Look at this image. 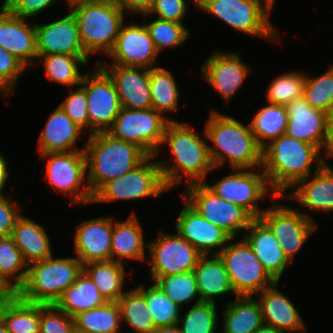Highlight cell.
<instances>
[{
  "label": "cell",
  "mask_w": 333,
  "mask_h": 333,
  "mask_svg": "<svg viewBox=\"0 0 333 333\" xmlns=\"http://www.w3.org/2000/svg\"><path fill=\"white\" fill-rule=\"evenodd\" d=\"M267 144L262 148L261 168L272 191L278 197L284 196L289 188L312 175V163L329 166L321 157V150L316 145L299 141L286 134Z\"/></svg>",
  "instance_id": "1"
},
{
  "label": "cell",
  "mask_w": 333,
  "mask_h": 333,
  "mask_svg": "<svg viewBox=\"0 0 333 333\" xmlns=\"http://www.w3.org/2000/svg\"><path fill=\"white\" fill-rule=\"evenodd\" d=\"M169 145L175 164L157 161L168 189L176 187L186 175L187 185L203 183L207 174L216 169L209 154V144L186 124L170 121L161 146Z\"/></svg>",
  "instance_id": "2"
},
{
  "label": "cell",
  "mask_w": 333,
  "mask_h": 333,
  "mask_svg": "<svg viewBox=\"0 0 333 333\" xmlns=\"http://www.w3.org/2000/svg\"><path fill=\"white\" fill-rule=\"evenodd\" d=\"M204 136L214 144L209 154L215 168L228 160L231 169L262 167V147L253 135L250 125H243L233 117L211 110L206 120Z\"/></svg>",
  "instance_id": "3"
},
{
  "label": "cell",
  "mask_w": 333,
  "mask_h": 333,
  "mask_svg": "<svg viewBox=\"0 0 333 333\" xmlns=\"http://www.w3.org/2000/svg\"><path fill=\"white\" fill-rule=\"evenodd\" d=\"M84 145L87 184L94 195L105 183L130 172L149 155L138 145L107 132L90 134Z\"/></svg>",
  "instance_id": "4"
},
{
  "label": "cell",
  "mask_w": 333,
  "mask_h": 333,
  "mask_svg": "<svg viewBox=\"0 0 333 333\" xmlns=\"http://www.w3.org/2000/svg\"><path fill=\"white\" fill-rule=\"evenodd\" d=\"M82 272L83 264L77 257L51 256L28 266L26 279L16 294L29 303L55 304Z\"/></svg>",
  "instance_id": "5"
},
{
  "label": "cell",
  "mask_w": 333,
  "mask_h": 333,
  "mask_svg": "<svg viewBox=\"0 0 333 333\" xmlns=\"http://www.w3.org/2000/svg\"><path fill=\"white\" fill-rule=\"evenodd\" d=\"M78 24L80 40L88 56L96 52L107 55L114 48L124 19L117 2H82L71 6Z\"/></svg>",
  "instance_id": "6"
},
{
  "label": "cell",
  "mask_w": 333,
  "mask_h": 333,
  "mask_svg": "<svg viewBox=\"0 0 333 333\" xmlns=\"http://www.w3.org/2000/svg\"><path fill=\"white\" fill-rule=\"evenodd\" d=\"M264 0H197L196 6L238 32L270 40L280 38L269 20L272 8Z\"/></svg>",
  "instance_id": "7"
},
{
  "label": "cell",
  "mask_w": 333,
  "mask_h": 333,
  "mask_svg": "<svg viewBox=\"0 0 333 333\" xmlns=\"http://www.w3.org/2000/svg\"><path fill=\"white\" fill-rule=\"evenodd\" d=\"M233 240L231 238L218 255L225 265L234 296H257L258 292L271 287L276 281L244 239L238 242Z\"/></svg>",
  "instance_id": "8"
},
{
  "label": "cell",
  "mask_w": 333,
  "mask_h": 333,
  "mask_svg": "<svg viewBox=\"0 0 333 333\" xmlns=\"http://www.w3.org/2000/svg\"><path fill=\"white\" fill-rule=\"evenodd\" d=\"M170 121L176 120L163 116L153 108L122 107L107 133L114 138L138 145L150 156H156Z\"/></svg>",
  "instance_id": "9"
},
{
  "label": "cell",
  "mask_w": 333,
  "mask_h": 333,
  "mask_svg": "<svg viewBox=\"0 0 333 333\" xmlns=\"http://www.w3.org/2000/svg\"><path fill=\"white\" fill-rule=\"evenodd\" d=\"M154 157L149 155L130 172L105 183L93 195L92 204L158 197L169 190L164 183L158 162H150Z\"/></svg>",
  "instance_id": "10"
},
{
  "label": "cell",
  "mask_w": 333,
  "mask_h": 333,
  "mask_svg": "<svg viewBox=\"0 0 333 333\" xmlns=\"http://www.w3.org/2000/svg\"><path fill=\"white\" fill-rule=\"evenodd\" d=\"M182 194L183 199L205 219L220 227L231 238H237V234L246 230L254 219L243 207L217 196L204 182L187 185Z\"/></svg>",
  "instance_id": "11"
},
{
  "label": "cell",
  "mask_w": 333,
  "mask_h": 333,
  "mask_svg": "<svg viewBox=\"0 0 333 333\" xmlns=\"http://www.w3.org/2000/svg\"><path fill=\"white\" fill-rule=\"evenodd\" d=\"M40 154L48 158L45 178L55 190L68 194L73 204H92L93 195L87 182L84 184L87 173L84 150Z\"/></svg>",
  "instance_id": "12"
},
{
  "label": "cell",
  "mask_w": 333,
  "mask_h": 333,
  "mask_svg": "<svg viewBox=\"0 0 333 333\" xmlns=\"http://www.w3.org/2000/svg\"><path fill=\"white\" fill-rule=\"evenodd\" d=\"M80 85L85 89L88 100L90 134L107 132L122 108L112 78L96 64L92 73L84 74Z\"/></svg>",
  "instance_id": "13"
},
{
  "label": "cell",
  "mask_w": 333,
  "mask_h": 333,
  "mask_svg": "<svg viewBox=\"0 0 333 333\" xmlns=\"http://www.w3.org/2000/svg\"><path fill=\"white\" fill-rule=\"evenodd\" d=\"M233 171L236 173L223 177L213 185H209L207 181L204 183L220 198L243 207L254 218H259L264 210L260 209L257 202L264 200L268 189L271 190L269 192L273 200L278 196L270 189L263 170L261 173H255L250 169H233Z\"/></svg>",
  "instance_id": "14"
},
{
  "label": "cell",
  "mask_w": 333,
  "mask_h": 333,
  "mask_svg": "<svg viewBox=\"0 0 333 333\" xmlns=\"http://www.w3.org/2000/svg\"><path fill=\"white\" fill-rule=\"evenodd\" d=\"M151 259L153 283L160 277L193 271L202 254L178 233L171 235L162 230L157 238L146 245Z\"/></svg>",
  "instance_id": "15"
},
{
  "label": "cell",
  "mask_w": 333,
  "mask_h": 333,
  "mask_svg": "<svg viewBox=\"0 0 333 333\" xmlns=\"http://www.w3.org/2000/svg\"><path fill=\"white\" fill-rule=\"evenodd\" d=\"M259 218L276 236L290 263L308 237L318 228V224L307 214L276 203L270 208L267 207Z\"/></svg>",
  "instance_id": "16"
},
{
  "label": "cell",
  "mask_w": 333,
  "mask_h": 333,
  "mask_svg": "<svg viewBox=\"0 0 333 333\" xmlns=\"http://www.w3.org/2000/svg\"><path fill=\"white\" fill-rule=\"evenodd\" d=\"M143 24H122L114 48L108 54L113 59L109 65L153 68L159 53Z\"/></svg>",
  "instance_id": "17"
},
{
  "label": "cell",
  "mask_w": 333,
  "mask_h": 333,
  "mask_svg": "<svg viewBox=\"0 0 333 333\" xmlns=\"http://www.w3.org/2000/svg\"><path fill=\"white\" fill-rule=\"evenodd\" d=\"M185 205L175 220L176 232L202 255H218L231 237L220 227L205 219L185 199Z\"/></svg>",
  "instance_id": "18"
},
{
  "label": "cell",
  "mask_w": 333,
  "mask_h": 333,
  "mask_svg": "<svg viewBox=\"0 0 333 333\" xmlns=\"http://www.w3.org/2000/svg\"><path fill=\"white\" fill-rule=\"evenodd\" d=\"M38 57L49 54L88 56L80 40L78 24L72 11L60 20L36 24Z\"/></svg>",
  "instance_id": "19"
},
{
  "label": "cell",
  "mask_w": 333,
  "mask_h": 333,
  "mask_svg": "<svg viewBox=\"0 0 333 333\" xmlns=\"http://www.w3.org/2000/svg\"><path fill=\"white\" fill-rule=\"evenodd\" d=\"M99 64L112 78L121 106L129 109H150V69L133 66Z\"/></svg>",
  "instance_id": "20"
},
{
  "label": "cell",
  "mask_w": 333,
  "mask_h": 333,
  "mask_svg": "<svg viewBox=\"0 0 333 333\" xmlns=\"http://www.w3.org/2000/svg\"><path fill=\"white\" fill-rule=\"evenodd\" d=\"M112 217H98L81 222L76 227L74 249L77 258L86 265L111 260Z\"/></svg>",
  "instance_id": "21"
},
{
  "label": "cell",
  "mask_w": 333,
  "mask_h": 333,
  "mask_svg": "<svg viewBox=\"0 0 333 333\" xmlns=\"http://www.w3.org/2000/svg\"><path fill=\"white\" fill-rule=\"evenodd\" d=\"M201 72L210 84L228 102L242 85L250 69L235 52L216 51L207 59Z\"/></svg>",
  "instance_id": "22"
},
{
  "label": "cell",
  "mask_w": 333,
  "mask_h": 333,
  "mask_svg": "<svg viewBox=\"0 0 333 333\" xmlns=\"http://www.w3.org/2000/svg\"><path fill=\"white\" fill-rule=\"evenodd\" d=\"M0 46L17 57L26 67L38 58L35 25L0 8ZM32 62V63H31Z\"/></svg>",
  "instance_id": "23"
},
{
  "label": "cell",
  "mask_w": 333,
  "mask_h": 333,
  "mask_svg": "<svg viewBox=\"0 0 333 333\" xmlns=\"http://www.w3.org/2000/svg\"><path fill=\"white\" fill-rule=\"evenodd\" d=\"M288 122L285 134L316 145L320 150L326 135L327 113L312 108L304 97L286 105Z\"/></svg>",
  "instance_id": "24"
},
{
  "label": "cell",
  "mask_w": 333,
  "mask_h": 333,
  "mask_svg": "<svg viewBox=\"0 0 333 333\" xmlns=\"http://www.w3.org/2000/svg\"><path fill=\"white\" fill-rule=\"evenodd\" d=\"M247 230L248 234H245L243 239L254 251L268 274L279 283L290 262L285 257L276 236L260 218H254L246 232Z\"/></svg>",
  "instance_id": "25"
},
{
  "label": "cell",
  "mask_w": 333,
  "mask_h": 333,
  "mask_svg": "<svg viewBox=\"0 0 333 333\" xmlns=\"http://www.w3.org/2000/svg\"><path fill=\"white\" fill-rule=\"evenodd\" d=\"M277 285L278 282L258 295L260 300L257 301L261 308L263 323L285 333L306 332L307 327L297 308L278 290Z\"/></svg>",
  "instance_id": "26"
},
{
  "label": "cell",
  "mask_w": 333,
  "mask_h": 333,
  "mask_svg": "<svg viewBox=\"0 0 333 333\" xmlns=\"http://www.w3.org/2000/svg\"><path fill=\"white\" fill-rule=\"evenodd\" d=\"M312 175L299 181V186L290 194L289 199L296 200L301 208L305 207L313 212L333 211V168L330 166L316 165Z\"/></svg>",
  "instance_id": "27"
},
{
  "label": "cell",
  "mask_w": 333,
  "mask_h": 333,
  "mask_svg": "<svg viewBox=\"0 0 333 333\" xmlns=\"http://www.w3.org/2000/svg\"><path fill=\"white\" fill-rule=\"evenodd\" d=\"M82 132L84 130L58 106L49 116L40 134L38 141L40 153L84 150V147L80 149L75 146Z\"/></svg>",
  "instance_id": "28"
},
{
  "label": "cell",
  "mask_w": 333,
  "mask_h": 333,
  "mask_svg": "<svg viewBox=\"0 0 333 333\" xmlns=\"http://www.w3.org/2000/svg\"><path fill=\"white\" fill-rule=\"evenodd\" d=\"M200 300L215 303L229 292L234 293L223 260L219 255H202L193 269Z\"/></svg>",
  "instance_id": "29"
},
{
  "label": "cell",
  "mask_w": 333,
  "mask_h": 333,
  "mask_svg": "<svg viewBox=\"0 0 333 333\" xmlns=\"http://www.w3.org/2000/svg\"><path fill=\"white\" fill-rule=\"evenodd\" d=\"M11 237L28 266L53 256L51 241L43 225L24 215L17 220Z\"/></svg>",
  "instance_id": "30"
},
{
  "label": "cell",
  "mask_w": 333,
  "mask_h": 333,
  "mask_svg": "<svg viewBox=\"0 0 333 333\" xmlns=\"http://www.w3.org/2000/svg\"><path fill=\"white\" fill-rule=\"evenodd\" d=\"M134 213L125 221H113L111 260L122 263L124 259L145 260V243L142 226Z\"/></svg>",
  "instance_id": "31"
},
{
  "label": "cell",
  "mask_w": 333,
  "mask_h": 333,
  "mask_svg": "<svg viewBox=\"0 0 333 333\" xmlns=\"http://www.w3.org/2000/svg\"><path fill=\"white\" fill-rule=\"evenodd\" d=\"M106 302L95 283L83 271L75 283L62 293L54 305L73 317L77 313L97 308Z\"/></svg>",
  "instance_id": "32"
},
{
  "label": "cell",
  "mask_w": 333,
  "mask_h": 333,
  "mask_svg": "<svg viewBox=\"0 0 333 333\" xmlns=\"http://www.w3.org/2000/svg\"><path fill=\"white\" fill-rule=\"evenodd\" d=\"M253 296H235L223 311L222 333H253L264 323L259 302Z\"/></svg>",
  "instance_id": "33"
},
{
  "label": "cell",
  "mask_w": 333,
  "mask_h": 333,
  "mask_svg": "<svg viewBox=\"0 0 333 333\" xmlns=\"http://www.w3.org/2000/svg\"><path fill=\"white\" fill-rule=\"evenodd\" d=\"M83 271L107 302H117L123 295L126 276L124 264L113 260L91 262L83 265Z\"/></svg>",
  "instance_id": "34"
},
{
  "label": "cell",
  "mask_w": 333,
  "mask_h": 333,
  "mask_svg": "<svg viewBox=\"0 0 333 333\" xmlns=\"http://www.w3.org/2000/svg\"><path fill=\"white\" fill-rule=\"evenodd\" d=\"M121 312V321L127 322L133 333H153L156 329L153 316L148 309L144 284L125 291L117 301Z\"/></svg>",
  "instance_id": "35"
},
{
  "label": "cell",
  "mask_w": 333,
  "mask_h": 333,
  "mask_svg": "<svg viewBox=\"0 0 333 333\" xmlns=\"http://www.w3.org/2000/svg\"><path fill=\"white\" fill-rule=\"evenodd\" d=\"M75 328L86 333H119L121 312L118 302H106L73 316Z\"/></svg>",
  "instance_id": "36"
},
{
  "label": "cell",
  "mask_w": 333,
  "mask_h": 333,
  "mask_svg": "<svg viewBox=\"0 0 333 333\" xmlns=\"http://www.w3.org/2000/svg\"><path fill=\"white\" fill-rule=\"evenodd\" d=\"M89 58V56L49 54L41 55L37 59L44 61L46 76L50 81L73 87L79 86L83 79L78 66H87Z\"/></svg>",
  "instance_id": "37"
},
{
  "label": "cell",
  "mask_w": 333,
  "mask_h": 333,
  "mask_svg": "<svg viewBox=\"0 0 333 333\" xmlns=\"http://www.w3.org/2000/svg\"><path fill=\"white\" fill-rule=\"evenodd\" d=\"M287 122L286 106L269 103L256 112L249 125L258 144L263 148L267 145V140L270 142L285 134Z\"/></svg>",
  "instance_id": "38"
},
{
  "label": "cell",
  "mask_w": 333,
  "mask_h": 333,
  "mask_svg": "<svg viewBox=\"0 0 333 333\" xmlns=\"http://www.w3.org/2000/svg\"><path fill=\"white\" fill-rule=\"evenodd\" d=\"M176 81L168 69L153 67L150 69L151 108L163 116L178 109L179 91Z\"/></svg>",
  "instance_id": "39"
},
{
  "label": "cell",
  "mask_w": 333,
  "mask_h": 333,
  "mask_svg": "<svg viewBox=\"0 0 333 333\" xmlns=\"http://www.w3.org/2000/svg\"><path fill=\"white\" fill-rule=\"evenodd\" d=\"M27 270L28 265L24 261L21 251L15 245L13 238L11 236H1L0 278L11 290L17 292L26 279Z\"/></svg>",
  "instance_id": "40"
},
{
  "label": "cell",
  "mask_w": 333,
  "mask_h": 333,
  "mask_svg": "<svg viewBox=\"0 0 333 333\" xmlns=\"http://www.w3.org/2000/svg\"><path fill=\"white\" fill-rule=\"evenodd\" d=\"M3 323L9 333H39L40 304L16 296L5 309Z\"/></svg>",
  "instance_id": "41"
},
{
  "label": "cell",
  "mask_w": 333,
  "mask_h": 333,
  "mask_svg": "<svg viewBox=\"0 0 333 333\" xmlns=\"http://www.w3.org/2000/svg\"><path fill=\"white\" fill-rule=\"evenodd\" d=\"M144 296L156 328L178 323L182 308L155 282L149 288L144 287Z\"/></svg>",
  "instance_id": "42"
},
{
  "label": "cell",
  "mask_w": 333,
  "mask_h": 333,
  "mask_svg": "<svg viewBox=\"0 0 333 333\" xmlns=\"http://www.w3.org/2000/svg\"><path fill=\"white\" fill-rule=\"evenodd\" d=\"M216 303L196 300L184 317L179 318L182 323L181 333H218L216 332L218 314Z\"/></svg>",
  "instance_id": "43"
},
{
  "label": "cell",
  "mask_w": 333,
  "mask_h": 333,
  "mask_svg": "<svg viewBox=\"0 0 333 333\" xmlns=\"http://www.w3.org/2000/svg\"><path fill=\"white\" fill-rule=\"evenodd\" d=\"M306 75L289 72L274 78L267 89L268 103L286 106L294 99L303 97Z\"/></svg>",
  "instance_id": "44"
},
{
  "label": "cell",
  "mask_w": 333,
  "mask_h": 333,
  "mask_svg": "<svg viewBox=\"0 0 333 333\" xmlns=\"http://www.w3.org/2000/svg\"><path fill=\"white\" fill-rule=\"evenodd\" d=\"M155 283L180 307L195 300L198 296V300H200L193 271L163 276Z\"/></svg>",
  "instance_id": "45"
},
{
  "label": "cell",
  "mask_w": 333,
  "mask_h": 333,
  "mask_svg": "<svg viewBox=\"0 0 333 333\" xmlns=\"http://www.w3.org/2000/svg\"><path fill=\"white\" fill-rule=\"evenodd\" d=\"M158 53L164 48L180 46L191 34L183 23L157 18L145 23Z\"/></svg>",
  "instance_id": "46"
},
{
  "label": "cell",
  "mask_w": 333,
  "mask_h": 333,
  "mask_svg": "<svg viewBox=\"0 0 333 333\" xmlns=\"http://www.w3.org/2000/svg\"><path fill=\"white\" fill-rule=\"evenodd\" d=\"M303 97L312 108L328 112L333 102V65L320 76H306Z\"/></svg>",
  "instance_id": "47"
},
{
  "label": "cell",
  "mask_w": 333,
  "mask_h": 333,
  "mask_svg": "<svg viewBox=\"0 0 333 333\" xmlns=\"http://www.w3.org/2000/svg\"><path fill=\"white\" fill-rule=\"evenodd\" d=\"M75 329L73 317L54 304H40L39 333H73Z\"/></svg>",
  "instance_id": "48"
},
{
  "label": "cell",
  "mask_w": 333,
  "mask_h": 333,
  "mask_svg": "<svg viewBox=\"0 0 333 333\" xmlns=\"http://www.w3.org/2000/svg\"><path fill=\"white\" fill-rule=\"evenodd\" d=\"M26 66L13 54L0 46V94L14 93L15 84Z\"/></svg>",
  "instance_id": "49"
},
{
  "label": "cell",
  "mask_w": 333,
  "mask_h": 333,
  "mask_svg": "<svg viewBox=\"0 0 333 333\" xmlns=\"http://www.w3.org/2000/svg\"><path fill=\"white\" fill-rule=\"evenodd\" d=\"M85 89L80 85L72 91L59 107L84 131L89 128V116Z\"/></svg>",
  "instance_id": "50"
},
{
  "label": "cell",
  "mask_w": 333,
  "mask_h": 333,
  "mask_svg": "<svg viewBox=\"0 0 333 333\" xmlns=\"http://www.w3.org/2000/svg\"><path fill=\"white\" fill-rule=\"evenodd\" d=\"M186 12L185 0H155L149 14L142 15V18L156 13L157 18L182 23Z\"/></svg>",
  "instance_id": "51"
},
{
  "label": "cell",
  "mask_w": 333,
  "mask_h": 333,
  "mask_svg": "<svg viewBox=\"0 0 333 333\" xmlns=\"http://www.w3.org/2000/svg\"><path fill=\"white\" fill-rule=\"evenodd\" d=\"M54 1L56 0H4L2 5L10 13L29 19L50 7Z\"/></svg>",
  "instance_id": "52"
},
{
  "label": "cell",
  "mask_w": 333,
  "mask_h": 333,
  "mask_svg": "<svg viewBox=\"0 0 333 333\" xmlns=\"http://www.w3.org/2000/svg\"><path fill=\"white\" fill-rule=\"evenodd\" d=\"M20 206L11 196L0 197V237L11 236L17 220L22 216Z\"/></svg>",
  "instance_id": "53"
},
{
  "label": "cell",
  "mask_w": 333,
  "mask_h": 333,
  "mask_svg": "<svg viewBox=\"0 0 333 333\" xmlns=\"http://www.w3.org/2000/svg\"><path fill=\"white\" fill-rule=\"evenodd\" d=\"M155 0H117L123 11L128 10L130 13H138L141 15L149 14Z\"/></svg>",
  "instance_id": "54"
},
{
  "label": "cell",
  "mask_w": 333,
  "mask_h": 333,
  "mask_svg": "<svg viewBox=\"0 0 333 333\" xmlns=\"http://www.w3.org/2000/svg\"><path fill=\"white\" fill-rule=\"evenodd\" d=\"M324 149L325 156H333V121H327L326 124V135L321 147V150Z\"/></svg>",
  "instance_id": "55"
},
{
  "label": "cell",
  "mask_w": 333,
  "mask_h": 333,
  "mask_svg": "<svg viewBox=\"0 0 333 333\" xmlns=\"http://www.w3.org/2000/svg\"><path fill=\"white\" fill-rule=\"evenodd\" d=\"M7 163L6 158L0 153V197H4L3 188L9 177L10 171L7 169Z\"/></svg>",
  "instance_id": "56"
},
{
  "label": "cell",
  "mask_w": 333,
  "mask_h": 333,
  "mask_svg": "<svg viewBox=\"0 0 333 333\" xmlns=\"http://www.w3.org/2000/svg\"><path fill=\"white\" fill-rule=\"evenodd\" d=\"M17 296L16 291H11L6 297L0 298V324L3 322V315L8 304Z\"/></svg>",
  "instance_id": "57"
},
{
  "label": "cell",
  "mask_w": 333,
  "mask_h": 333,
  "mask_svg": "<svg viewBox=\"0 0 333 333\" xmlns=\"http://www.w3.org/2000/svg\"><path fill=\"white\" fill-rule=\"evenodd\" d=\"M153 333H181L179 324L158 327Z\"/></svg>",
  "instance_id": "58"
},
{
  "label": "cell",
  "mask_w": 333,
  "mask_h": 333,
  "mask_svg": "<svg viewBox=\"0 0 333 333\" xmlns=\"http://www.w3.org/2000/svg\"><path fill=\"white\" fill-rule=\"evenodd\" d=\"M253 333H285V332L280 331V330H278L274 327L263 324L261 327H259Z\"/></svg>",
  "instance_id": "59"
},
{
  "label": "cell",
  "mask_w": 333,
  "mask_h": 333,
  "mask_svg": "<svg viewBox=\"0 0 333 333\" xmlns=\"http://www.w3.org/2000/svg\"><path fill=\"white\" fill-rule=\"evenodd\" d=\"M11 291V288H9L6 283L0 278V298L6 297Z\"/></svg>",
  "instance_id": "60"
},
{
  "label": "cell",
  "mask_w": 333,
  "mask_h": 333,
  "mask_svg": "<svg viewBox=\"0 0 333 333\" xmlns=\"http://www.w3.org/2000/svg\"><path fill=\"white\" fill-rule=\"evenodd\" d=\"M68 5L71 7L75 4L82 3V2H95V0H66Z\"/></svg>",
  "instance_id": "61"
},
{
  "label": "cell",
  "mask_w": 333,
  "mask_h": 333,
  "mask_svg": "<svg viewBox=\"0 0 333 333\" xmlns=\"http://www.w3.org/2000/svg\"><path fill=\"white\" fill-rule=\"evenodd\" d=\"M327 121H333V102L327 112Z\"/></svg>",
  "instance_id": "62"
},
{
  "label": "cell",
  "mask_w": 333,
  "mask_h": 333,
  "mask_svg": "<svg viewBox=\"0 0 333 333\" xmlns=\"http://www.w3.org/2000/svg\"><path fill=\"white\" fill-rule=\"evenodd\" d=\"M0 333H9L6 325L3 322L0 324Z\"/></svg>",
  "instance_id": "63"
},
{
  "label": "cell",
  "mask_w": 333,
  "mask_h": 333,
  "mask_svg": "<svg viewBox=\"0 0 333 333\" xmlns=\"http://www.w3.org/2000/svg\"><path fill=\"white\" fill-rule=\"evenodd\" d=\"M264 2H266L273 9L275 0H264Z\"/></svg>",
  "instance_id": "64"
},
{
  "label": "cell",
  "mask_w": 333,
  "mask_h": 333,
  "mask_svg": "<svg viewBox=\"0 0 333 333\" xmlns=\"http://www.w3.org/2000/svg\"><path fill=\"white\" fill-rule=\"evenodd\" d=\"M73 333H86V332L75 329Z\"/></svg>",
  "instance_id": "65"
},
{
  "label": "cell",
  "mask_w": 333,
  "mask_h": 333,
  "mask_svg": "<svg viewBox=\"0 0 333 333\" xmlns=\"http://www.w3.org/2000/svg\"><path fill=\"white\" fill-rule=\"evenodd\" d=\"M97 1H114V2H117V0H95V2Z\"/></svg>",
  "instance_id": "66"
}]
</instances>
